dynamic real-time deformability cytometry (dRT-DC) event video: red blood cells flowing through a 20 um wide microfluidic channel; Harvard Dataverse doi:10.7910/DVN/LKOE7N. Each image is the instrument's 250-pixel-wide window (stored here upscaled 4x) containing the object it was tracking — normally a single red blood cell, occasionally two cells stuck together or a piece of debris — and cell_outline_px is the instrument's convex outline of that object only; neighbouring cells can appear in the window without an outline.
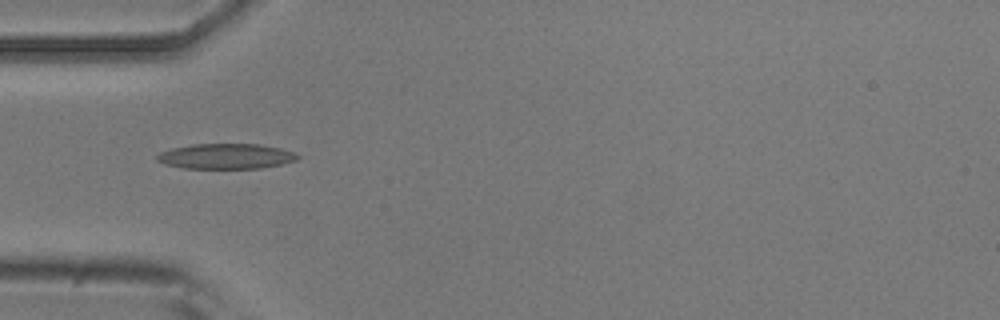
{"species": "common noctule bat (a hibernating species)", "species_latin": "Nyctalus noctula", "temperature_condition": "room temperature", "stored_images_in_passage": 8, "camera_frame_rate_fps": 3000, "um_per_image_px": 0.085, "animal": {"sex": "male", "body_mass_g": 20.5, "forearm_length_mm": 52.5}, "frame": {"image": 1, "passage_image": 5, "time_ms": 4.667, "image_size_px": [1000, 320], "cell_outline_px": [[300, 156], [296, 160], [280, 164], [260, 168], [184, 168], [164, 164], [156, 160], [156, 156], [160, 152], [172, 148], [192, 144], [260, 144], [280, 148], [296, 152]], "centroid_in_image_um": [19.2, 13.27], "position_along_channel_um": 65.8, "area_um2": 20.69}}
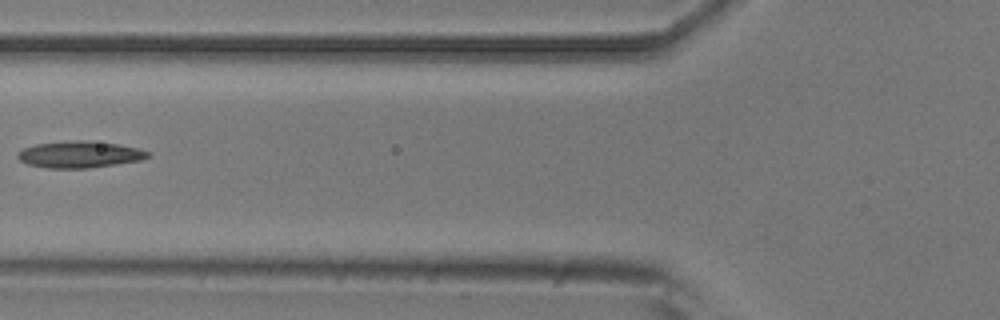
{"frame": {"image": 2, "passage_image": 6, "time_ms": 6.0, "image_size_px": [1000, 320], "cell_outline_px": [[152, 156], [140, 160], [116, 164], [88, 168], [48, 168], [28, 164], [20, 160], [16, 156], [16, 152], [24, 148], [36, 144], [76, 140], [84, 140], [116, 144], [140, 148], [152, 152]], "centroid_in_image_um": [6.8, 13.13], "position_along_channel_um": 119.0, "area_um2": 20.23}}
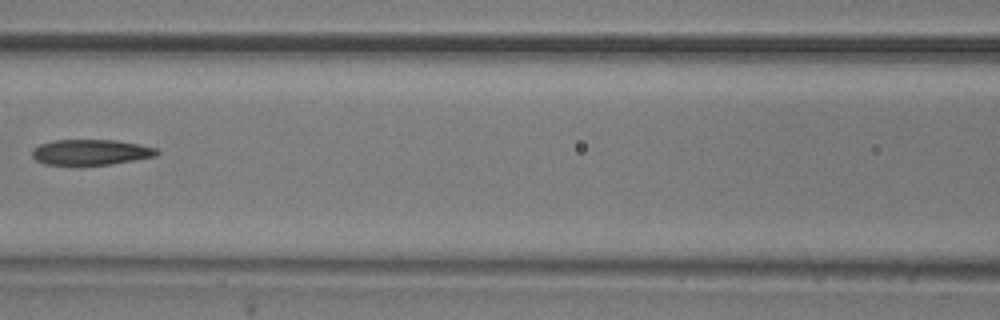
{"frame": {"image": 3, "passage_image": 7, "time_ms": 7.0, "image_size_px": [1000, 320], "cell_outline_px": [[160, 152], [156, 156], [112, 164], [44, 164], [36, 160], [32, 156], [32, 148], [40, 144], [56, 140], [116, 140], [140, 144], [156, 148]], "centroid_in_image_um": [7.73, 12.92], "position_along_channel_um": 158.9, "area_um2": 18.44}}